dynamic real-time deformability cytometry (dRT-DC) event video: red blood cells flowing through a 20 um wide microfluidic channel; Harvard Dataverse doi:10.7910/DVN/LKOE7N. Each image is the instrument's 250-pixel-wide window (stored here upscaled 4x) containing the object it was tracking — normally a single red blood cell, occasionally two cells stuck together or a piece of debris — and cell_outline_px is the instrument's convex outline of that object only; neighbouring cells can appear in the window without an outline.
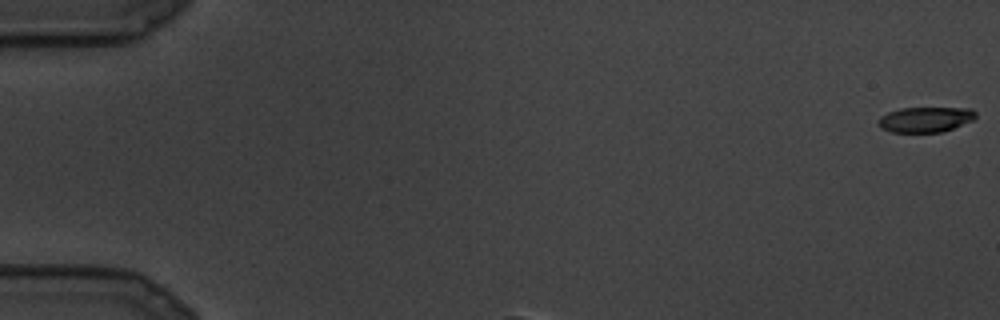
{"species": "common noctule bat (a hibernating species)", "species_latin": "Nyctalus noctula", "temperature_condition": "cold", "stored_images_in_passage": 8, "camera_frame_rate_fps": 3000, "um_per_image_px": 0.085, "animal": {"sex": "male", "body_mass_g": 19.5, "forearm_length_mm": 54.6}, "frame": {"image": 1, "passage_image": 1, "time_ms": 0.0, "image_size_px": [1000, 320], "cell_outline_px": [[976, 116], [972, 120], [944, 132], [892, 132], [880, 128], [880, 116], [888, 112], [900, 108], [972, 108], [976, 112]], "centroid_in_image_um": [78.68, 10.15], "position_along_channel_um": 6.3, "area_um2": 14.28}}